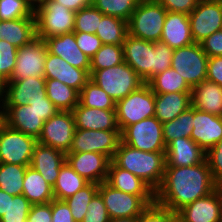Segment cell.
<instances>
[{
    "label": "cell",
    "instance_id": "58",
    "mask_svg": "<svg viewBox=\"0 0 222 222\" xmlns=\"http://www.w3.org/2000/svg\"><path fill=\"white\" fill-rule=\"evenodd\" d=\"M109 222H137V217L110 219Z\"/></svg>",
    "mask_w": 222,
    "mask_h": 222
},
{
    "label": "cell",
    "instance_id": "17",
    "mask_svg": "<svg viewBox=\"0 0 222 222\" xmlns=\"http://www.w3.org/2000/svg\"><path fill=\"white\" fill-rule=\"evenodd\" d=\"M110 159L97 152H68L66 162L90 183L100 184L107 180Z\"/></svg>",
    "mask_w": 222,
    "mask_h": 222
},
{
    "label": "cell",
    "instance_id": "12",
    "mask_svg": "<svg viewBox=\"0 0 222 222\" xmlns=\"http://www.w3.org/2000/svg\"><path fill=\"white\" fill-rule=\"evenodd\" d=\"M120 142V130L76 129L69 152H97L112 160Z\"/></svg>",
    "mask_w": 222,
    "mask_h": 222
},
{
    "label": "cell",
    "instance_id": "15",
    "mask_svg": "<svg viewBox=\"0 0 222 222\" xmlns=\"http://www.w3.org/2000/svg\"><path fill=\"white\" fill-rule=\"evenodd\" d=\"M188 17L195 43H201L206 37L222 30V6L217 1L198 2Z\"/></svg>",
    "mask_w": 222,
    "mask_h": 222
},
{
    "label": "cell",
    "instance_id": "31",
    "mask_svg": "<svg viewBox=\"0 0 222 222\" xmlns=\"http://www.w3.org/2000/svg\"><path fill=\"white\" fill-rule=\"evenodd\" d=\"M22 194L32 205L44 204L54 199L53 187L31 166H27Z\"/></svg>",
    "mask_w": 222,
    "mask_h": 222
},
{
    "label": "cell",
    "instance_id": "26",
    "mask_svg": "<svg viewBox=\"0 0 222 222\" xmlns=\"http://www.w3.org/2000/svg\"><path fill=\"white\" fill-rule=\"evenodd\" d=\"M160 41L173 50L193 44L188 15L167 11Z\"/></svg>",
    "mask_w": 222,
    "mask_h": 222
},
{
    "label": "cell",
    "instance_id": "29",
    "mask_svg": "<svg viewBox=\"0 0 222 222\" xmlns=\"http://www.w3.org/2000/svg\"><path fill=\"white\" fill-rule=\"evenodd\" d=\"M192 106L191 92L155 94L154 116L161 122L175 119Z\"/></svg>",
    "mask_w": 222,
    "mask_h": 222
},
{
    "label": "cell",
    "instance_id": "24",
    "mask_svg": "<svg viewBox=\"0 0 222 222\" xmlns=\"http://www.w3.org/2000/svg\"><path fill=\"white\" fill-rule=\"evenodd\" d=\"M50 54L61 57L73 67L90 70V59L79 49L74 32L53 36L44 40Z\"/></svg>",
    "mask_w": 222,
    "mask_h": 222
},
{
    "label": "cell",
    "instance_id": "41",
    "mask_svg": "<svg viewBox=\"0 0 222 222\" xmlns=\"http://www.w3.org/2000/svg\"><path fill=\"white\" fill-rule=\"evenodd\" d=\"M137 3L136 0H91V4L103 15L117 17L127 22Z\"/></svg>",
    "mask_w": 222,
    "mask_h": 222
},
{
    "label": "cell",
    "instance_id": "9",
    "mask_svg": "<svg viewBox=\"0 0 222 222\" xmlns=\"http://www.w3.org/2000/svg\"><path fill=\"white\" fill-rule=\"evenodd\" d=\"M37 138L5 124L0 118V163L30 165Z\"/></svg>",
    "mask_w": 222,
    "mask_h": 222
},
{
    "label": "cell",
    "instance_id": "52",
    "mask_svg": "<svg viewBox=\"0 0 222 222\" xmlns=\"http://www.w3.org/2000/svg\"><path fill=\"white\" fill-rule=\"evenodd\" d=\"M165 10L189 15L197 6L198 0H156Z\"/></svg>",
    "mask_w": 222,
    "mask_h": 222
},
{
    "label": "cell",
    "instance_id": "56",
    "mask_svg": "<svg viewBox=\"0 0 222 222\" xmlns=\"http://www.w3.org/2000/svg\"><path fill=\"white\" fill-rule=\"evenodd\" d=\"M53 1L75 12L91 4V0H53Z\"/></svg>",
    "mask_w": 222,
    "mask_h": 222
},
{
    "label": "cell",
    "instance_id": "30",
    "mask_svg": "<svg viewBox=\"0 0 222 222\" xmlns=\"http://www.w3.org/2000/svg\"><path fill=\"white\" fill-rule=\"evenodd\" d=\"M106 182L113 188L132 195H155V191L141 178L118 167L112 160Z\"/></svg>",
    "mask_w": 222,
    "mask_h": 222
},
{
    "label": "cell",
    "instance_id": "40",
    "mask_svg": "<svg viewBox=\"0 0 222 222\" xmlns=\"http://www.w3.org/2000/svg\"><path fill=\"white\" fill-rule=\"evenodd\" d=\"M124 62L123 46L103 44L90 61V75Z\"/></svg>",
    "mask_w": 222,
    "mask_h": 222
},
{
    "label": "cell",
    "instance_id": "45",
    "mask_svg": "<svg viewBox=\"0 0 222 222\" xmlns=\"http://www.w3.org/2000/svg\"><path fill=\"white\" fill-rule=\"evenodd\" d=\"M17 49L7 41L0 40V88L4 86L14 71Z\"/></svg>",
    "mask_w": 222,
    "mask_h": 222
},
{
    "label": "cell",
    "instance_id": "11",
    "mask_svg": "<svg viewBox=\"0 0 222 222\" xmlns=\"http://www.w3.org/2000/svg\"><path fill=\"white\" fill-rule=\"evenodd\" d=\"M208 58L200 43L194 42L173 51L171 67L193 88L206 80Z\"/></svg>",
    "mask_w": 222,
    "mask_h": 222
},
{
    "label": "cell",
    "instance_id": "44",
    "mask_svg": "<svg viewBox=\"0 0 222 222\" xmlns=\"http://www.w3.org/2000/svg\"><path fill=\"white\" fill-rule=\"evenodd\" d=\"M32 204L23 195H9L8 210L0 218V222H27Z\"/></svg>",
    "mask_w": 222,
    "mask_h": 222
},
{
    "label": "cell",
    "instance_id": "55",
    "mask_svg": "<svg viewBox=\"0 0 222 222\" xmlns=\"http://www.w3.org/2000/svg\"><path fill=\"white\" fill-rule=\"evenodd\" d=\"M206 79L222 88V57H209Z\"/></svg>",
    "mask_w": 222,
    "mask_h": 222
},
{
    "label": "cell",
    "instance_id": "10",
    "mask_svg": "<svg viewBox=\"0 0 222 222\" xmlns=\"http://www.w3.org/2000/svg\"><path fill=\"white\" fill-rule=\"evenodd\" d=\"M163 123L155 116L127 126L121 132V141L145 152H165Z\"/></svg>",
    "mask_w": 222,
    "mask_h": 222
},
{
    "label": "cell",
    "instance_id": "20",
    "mask_svg": "<svg viewBox=\"0 0 222 222\" xmlns=\"http://www.w3.org/2000/svg\"><path fill=\"white\" fill-rule=\"evenodd\" d=\"M190 138L207 152L222 140V116L193 107V130Z\"/></svg>",
    "mask_w": 222,
    "mask_h": 222
},
{
    "label": "cell",
    "instance_id": "63",
    "mask_svg": "<svg viewBox=\"0 0 222 222\" xmlns=\"http://www.w3.org/2000/svg\"><path fill=\"white\" fill-rule=\"evenodd\" d=\"M217 2L222 6V0H218Z\"/></svg>",
    "mask_w": 222,
    "mask_h": 222
},
{
    "label": "cell",
    "instance_id": "25",
    "mask_svg": "<svg viewBox=\"0 0 222 222\" xmlns=\"http://www.w3.org/2000/svg\"><path fill=\"white\" fill-rule=\"evenodd\" d=\"M66 162V154L53 147L37 143L30 166L38 171L52 187L59 176L61 166Z\"/></svg>",
    "mask_w": 222,
    "mask_h": 222
},
{
    "label": "cell",
    "instance_id": "37",
    "mask_svg": "<svg viewBox=\"0 0 222 222\" xmlns=\"http://www.w3.org/2000/svg\"><path fill=\"white\" fill-rule=\"evenodd\" d=\"M163 139L167 146L171 141L187 137L193 130V107L179 114L175 119L163 123Z\"/></svg>",
    "mask_w": 222,
    "mask_h": 222
},
{
    "label": "cell",
    "instance_id": "2",
    "mask_svg": "<svg viewBox=\"0 0 222 222\" xmlns=\"http://www.w3.org/2000/svg\"><path fill=\"white\" fill-rule=\"evenodd\" d=\"M173 51L164 42H149L129 34L123 43L124 61L144 83L171 67Z\"/></svg>",
    "mask_w": 222,
    "mask_h": 222
},
{
    "label": "cell",
    "instance_id": "14",
    "mask_svg": "<svg viewBox=\"0 0 222 222\" xmlns=\"http://www.w3.org/2000/svg\"><path fill=\"white\" fill-rule=\"evenodd\" d=\"M46 57V43L41 38L36 37L30 43L17 49L16 65L8 80L44 76Z\"/></svg>",
    "mask_w": 222,
    "mask_h": 222
},
{
    "label": "cell",
    "instance_id": "13",
    "mask_svg": "<svg viewBox=\"0 0 222 222\" xmlns=\"http://www.w3.org/2000/svg\"><path fill=\"white\" fill-rule=\"evenodd\" d=\"M76 127L72 111H59L44 122L38 143L58 149L65 154L72 145Z\"/></svg>",
    "mask_w": 222,
    "mask_h": 222
},
{
    "label": "cell",
    "instance_id": "35",
    "mask_svg": "<svg viewBox=\"0 0 222 222\" xmlns=\"http://www.w3.org/2000/svg\"><path fill=\"white\" fill-rule=\"evenodd\" d=\"M148 84L155 94L191 92L192 90L186 80L172 67L157 74Z\"/></svg>",
    "mask_w": 222,
    "mask_h": 222
},
{
    "label": "cell",
    "instance_id": "18",
    "mask_svg": "<svg viewBox=\"0 0 222 222\" xmlns=\"http://www.w3.org/2000/svg\"><path fill=\"white\" fill-rule=\"evenodd\" d=\"M222 210V192L217 187L205 197L187 204L177 211V222H219Z\"/></svg>",
    "mask_w": 222,
    "mask_h": 222
},
{
    "label": "cell",
    "instance_id": "8",
    "mask_svg": "<svg viewBox=\"0 0 222 222\" xmlns=\"http://www.w3.org/2000/svg\"><path fill=\"white\" fill-rule=\"evenodd\" d=\"M98 193L103 198L110 219L137 217L155 202V195L128 194L113 188L106 181L99 184Z\"/></svg>",
    "mask_w": 222,
    "mask_h": 222
},
{
    "label": "cell",
    "instance_id": "1",
    "mask_svg": "<svg viewBox=\"0 0 222 222\" xmlns=\"http://www.w3.org/2000/svg\"><path fill=\"white\" fill-rule=\"evenodd\" d=\"M217 187L207 161L192 166H165L162 184L155 191V202L177 212Z\"/></svg>",
    "mask_w": 222,
    "mask_h": 222
},
{
    "label": "cell",
    "instance_id": "36",
    "mask_svg": "<svg viewBox=\"0 0 222 222\" xmlns=\"http://www.w3.org/2000/svg\"><path fill=\"white\" fill-rule=\"evenodd\" d=\"M27 166L30 165L0 163V190L12 196L22 194Z\"/></svg>",
    "mask_w": 222,
    "mask_h": 222
},
{
    "label": "cell",
    "instance_id": "53",
    "mask_svg": "<svg viewBox=\"0 0 222 222\" xmlns=\"http://www.w3.org/2000/svg\"><path fill=\"white\" fill-rule=\"evenodd\" d=\"M27 222H52V201L32 205Z\"/></svg>",
    "mask_w": 222,
    "mask_h": 222
},
{
    "label": "cell",
    "instance_id": "22",
    "mask_svg": "<svg viewBox=\"0 0 222 222\" xmlns=\"http://www.w3.org/2000/svg\"><path fill=\"white\" fill-rule=\"evenodd\" d=\"M165 166H192L206 161V152L191 138L182 137L166 146Z\"/></svg>",
    "mask_w": 222,
    "mask_h": 222
},
{
    "label": "cell",
    "instance_id": "46",
    "mask_svg": "<svg viewBox=\"0 0 222 222\" xmlns=\"http://www.w3.org/2000/svg\"><path fill=\"white\" fill-rule=\"evenodd\" d=\"M137 222H177V213L154 202L137 216Z\"/></svg>",
    "mask_w": 222,
    "mask_h": 222
},
{
    "label": "cell",
    "instance_id": "21",
    "mask_svg": "<svg viewBox=\"0 0 222 222\" xmlns=\"http://www.w3.org/2000/svg\"><path fill=\"white\" fill-rule=\"evenodd\" d=\"M44 77L46 79H57L80 92L90 79V70L73 67L61 57L50 54L47 51Z\"/></svg>",
    "mask_w": 222,
    "mask_h": 222
},
{
    "label": "cell",
    "instance_id": "43",
    "mask_svg": "<svg viewBox=\"0 0 222 222\" xmlns=\"http://www.w3.org/2000/svg\"><path fill=\"white\" fill-rule=\"evenodd\" d=\"M104 15L92 4L75 13L74 32L96 34Z\"/></svg>",
    "mask_w": 222,
    "mask_h": 222
},
{
    "label": "cell",
    "instance_id": "49",
    "mask_svg": "<svg viewBox=\"0 0 222 222\" xmlns=\"http://www.w3.org/2000/svg\"><path fill=\"white\" fill-rule=\"evenodd\" d=\"M76 43L79 49L91 60L96 52L103 45L96 34L74 32Z\"/></svg>",
    "mask_w": 222,
    "mask_h": 222
},
{
    "label": "cell",
    "instance_id": "28",
    "mask_svg": "<svg viewBox=\"0 0 222 222\" xmlns=\"http://www.w3.org/2000/svg\"><path fill=\"white\" fill-rule=\"evenodd\" d=\"M192 107L222 116V88L215 82L203 80L191 90Z\"/></svg>",
    "mask_w": 222,
    "mask_h": 222
},
{
    "label": "cell",
    "instance_id": "33",
    "mask_svg": "<svg viewBox=\"0 0 222 222\" xmlns=\"http://www.w3.org/2000/svg\"><path fill=\"white\" fill-rule=\"evenodd\" d=\"M48 99L60 111H72L79 103V92L57 79H46Z\"/></svg>",
    "mask_w": 222,
    "mask_h": 222
},
{
    "label": "cell",
    "instance_id": "7",
    "mask_svg": "<svg viewBox=\"0 0 222 222\" xmlns=\"http://www.w3.org/2000/svg\"><path fill=\"white\" fill-rule=\"evenodd\" d=\"M155 114V93L148 83L116 103L117 124L122 132L127 126Z\"/></svg>",
    "mask_w": 222,
    "mask_h": 222
},
{
    "label": "cell",
    "instance_id": "5",
    "mask_svg": "<svg viewBox=\"0 0 222 222\" xmlns=\"http://www.w3.org/2000/svg\"><path fill=\"white\" fill-rule=\"evenodd\" d=\"M167 10L156 0H144L128 20V34L149 42L160 41Z\"/></svg>",
    "mask_w": 222,
    "mask_h": 222
},
{
    "label": "cell",
    "instance_id": "61",
    "mask_svg": "<svg viewBox=\"0 0 222 222\" xmlns=\"http://www.w3.org/2000/svg\"><path fill=\"white\" fill-rule=\"evenodd\" d=\"M0 111H1V88H0Z\"/></svg>",
    "mask_w": 222,
    "mask_h": 222
},
{
    "label": "cell",
    "instance_id": "4",
    "mask_svg": "<svg viewBox=\"0 0 222 222\" xmlns=\"http://www.w3.org/2000/svg\"><path fill=\"white\" fill-rule=\"evenodd\" d=\"M75 11L53 0H43L34 6L36 37L45 40L74 32Z\"/></svg>",
    "mask_w": 222,
    "mask_h": 222
},
{
    "label": "cell",
    "instance_id": "54",
    "mask_svg": "<svg viewBox=\"0 0 222 222\" xmlns=\"http://www.w3.org/2000/svg\"><path fill=\"white\" fill-rule=\"evenodd\" d=\"M52 222H75L64 200H52Z\"/></svg>",
    "mask_w": 222,
    "mask_h": 222
},
{
    "label": "cell",
    "instance_id": "47",
    "mask_svg": "<svg viewBox=\"0 0 222 222\" xmlns=\"http://www.w3.org/2000/svg\"><path fill=\"white\" fill-rule=\"evenodd\" d=\"M206 161L213 181L219 186L222 183V140L206 152Z\"/></svg>",
    "mask_w": 222,
    "mask_h": 222
},
{
    "label": "cell",
    "instance_id": "34",
    "mask_svg": "<svg viewBox=\"0 0 222 222\" xmlns=\"http://www.w3.org/2000/svg\"><path fill=\"white\" fill-rule=\"evenodd\" d=\"M128 35V22L113 16L104 15L99 23L96 36L102 44L119 45L123 43Z\"/></svg>",
    "mask_w": 222,
    "mask_h": 222
},
{
    "label": "cell",
    "instance_id": "57",
    "mask_svg": "<svg viewBox=\"0 0 222 222\" xmlns=\"http://www.w3.org/2000/svg\"><path fill=\"white\" fill-rule=\"evenodd\" d=\"M9 206V194L0 190V218L7 212Z\"/></svg>",
    "mask_w": 222,
    "mask_h": 222
},
{
    "label": "cell",
    "instance_id": "27",
    "mask_svg": "<svg viewBox=\"0 0 222 222\" xmlns=\"http://www.w3.org/2000/svg\"><path fill=\"white\" fill-rule=\"evenodd\" d=\"M36 38L35 17L0 20V40L20 48Z\"/></svg>",
    "mask_w": 222,
    "mask_h": 222
},
{
    "label": "cell",
    "instance_id": "38",
    "mask_svg": "<svg viewBox=\"0 0 222 222\" xmlns=\"http://www.w3.org/2000/svg\"><path fill=\"white\" fill-rule=\"evenodd\" d=\"M79 103L89 108L116 109L115 101L91 79L79 92Z\"/></svg>",
    "mask_w": 222,
    "mask_h": 222
},
{
    "label": "cell",
    "instance_id": "48",
    "mask_svg": "<svg viewBox=\"0 0 222 222\" xmlns=\"http://www.w3.org/2000/svg\"><path fill=\"white\" fill-rule=\"evenodd\" d=\"M87 213L81 222H109L110 217L105 207L103 198L97 193L89 205L87 206Z\"/></svg>",
    "mask_w": 222,
    "mask_h": 222
},
{
    "label": "cell",
    "instance_id": "23",
    "mask_svg": "<svg viewBox=\"0 0 222 222\" xmlns=\"http://www.w3.org/2000/svg\"><path fill=\"white\" fill-rule=\"evenodd\" d=\"M76 129L120 130L117 124L116 109H99L82 106L78 103L72 110Z\"/></svg>",
    "mask_w": 222,
    "mask_h": 222
},
{
    "label": "cell",
    "instance_id": "59",
    "mask_svg": "<svg viewBox=\"0 0 222 222\" xmlns=\"http://www.w3.org/2000/svg\"><path fill=\"white\" fill-rule=\"evenodd\" d=\"M41 1H43V0H32V3H33V5L35 6V5H37L38 3H40Z\"/></svg>",
    "mask_w": 222,
    "mask_h": 222
},
{
    "label": "cell",
    "instance_id": "39",
    "mask_svg": "<svg viewBox=\"0 0 222 222\" xmlns=\"http://www.w3.org/2000/svg\"><path fill=\"white\" fill-rule=\"evenodd\" d=\"M99 184L89 183L83 189L77 191L74 195L68 197L64 201L71 210V214L75 222H81L87 213V206L98 193Z\"/></svg>",
    "mask_w": 222,
    "mask_h": 222
},
{
    "label": "cell",
    "instance_id": "6",
    "mask_svg": "<svg viewBox=\"0 0 222 222\" xmlns=\"http://www.w3.org/2000/svg\"><path fill=\"white\" fill-rule=\"evenodd\" d=\"M90 79L102 88L115 103L144 84V81L125 61L110 68L94 71L90 75Z\"/></svg>",
    "mask_w": 222,
    "mask_h": 222
},
{
    "label": "cell",
    "instance_id": "51",
    "mask_svg": "<svg viewBox=\"0 0 222 222\" xmlns=\"http://www.w3.org/2000/svg\"><path fill=\"white\" fill-rule=\"evenodd\" d=\"M27 105H30L32 108H34L40 116V119H42L44 122L60 111L54 106V104L48 99L47 96L37 100L30 99Z\"/></svg>",
    "mask_w": 222,
    "mask_h": 222
},
{
    "label": "cell",
    "instance_id": "16",
    "mask_svg": "<svg viewBox=\"0 0 222 222\" xmlns=\"http://www.w3.org/2000/svg\"><path fill=\"white\" fill-rule=\"evenodd\" d=\"M46 78L28 77L22 80H8L1 88V105H27L30 99L45 98Z\"/></svg>",
    "mask_w": 222,
    "mask_h": 222
},
{
    "label": "cell",
    "instance_id": "62",
    "mask_svg": "<svg viewBox=\"0 0 222 222\" xmlns=\"http://www.w3.org/2000/svg\"><path fill=\"white\" fill-rule=\"evenodd\" d=\"M219 222H222V210H221L220 221Z\"/></svg>",
    "mask_w": 222,
    "mask_h": 222
},
{
    "label": "cell",
    "instance_id": "42",
    "mask_svg": "<svg viewBox=\"0 0 222 222\" xmlns=\"http://www.w3.org/2000/svg\"><path fill=\"white\" fill-rule=\"evenodd\" d=\"M35 17L32 0H0V20Z\"/></svg>",
    "mask_w": 222,
    "mask_h": 222
},
{
    "label": "cell",
    "instance_id": "19",
    "mask_svg": "<svg viewBox=\"0 0 222 222\" xmlns=\"http://www.w3.org/2000/svg\"><path fill=\"white\" fill-rule=\"evenodd\" d=\"M1 120L9 127L38 139L44 121L30 105H1Z\"/></svg>",
    "mask_w": 222,
    "mask_h": 222
},
{
    "label": "cell",
    "instance_id": "64",
    "mask_svg": "<svg viewBox=\"0 0 222 222\" xmlns=\"http://www.w3.org/2000/svg\"><path fill=\"white\" fill-rule=\"evenodd\" d=\"M218 187L220 188V190L222 192V183Z\"/></svg>",
    "mask_w": 222,
    "mask_h": 222
},
{
    "label": "cell",
    "instance_id": "32",
    "mask_svg": "<svg viewBox=\"0 0 222 222\" xmlns=\"http://www.w3.org/2000/svg\"><path fill=\"white\" fill-rule=\"evenodd\" d=\"M90 182L80 176L72 167L65 162L59 172L56 183L53 186L54 199L65 200L83 189Z\"/></svg>",
    "mask_w": 222,
    "mask_h": 222
},
{
    "label": "cell",
    "instance_id": "50",
    "mask_svg": "<svg viewBox=\"0 0 222 222\" xmlns=\"http://www.w3.org/2000/svg\"><path fill=\"white\" fill-rule=\"evenodd\" d=\"M200 45L208 57H222V30L206 37Z\"/></svg>",
    "mask_w": 222,
    "mask_h": 222
},
{
    "label": "cell",
    "instance_id": "60",
    "mask_svg": "<svg viewBox=\"0 0 222 222\" xmlns=\"http://www.w3.org/2000/svg\"><path fill=\"white\" fill-rule=\"evenodd\" d=\"M212 1H218V0H198V2H212Z\"/></svg>",
    "mask_w": 222,
    "mask_h": 222
},
{
    "label": "cell",
    "instance_id": "3",
    "mask_svg": "<svg viewBox=\"0 0 222 222\" xmlns=\"http://www.w3.org/2000/svg\"><path fill=\"white\" fill-rule=\"evenodd\" d=\"M112 161L118 167L141 178L154 191L162 184L166 164L165 152H145L121 141Z\"/></svg>",
    "mask_w": 222,
    "mask_h": 222
}]
</instances>
